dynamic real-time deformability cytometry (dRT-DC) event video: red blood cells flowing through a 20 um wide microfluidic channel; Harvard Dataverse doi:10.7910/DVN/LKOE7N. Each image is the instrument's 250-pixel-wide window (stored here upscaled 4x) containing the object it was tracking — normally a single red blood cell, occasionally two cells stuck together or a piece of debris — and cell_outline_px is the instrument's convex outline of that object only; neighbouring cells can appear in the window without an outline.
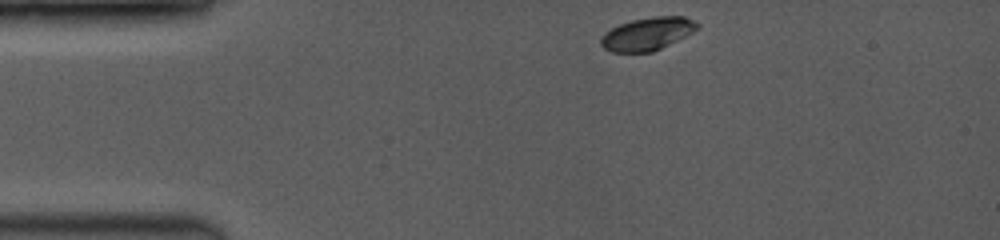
{"species": "common noctule bat (a hibernating species)", "species_latin": "Nyctalus noctula", "temperature_condition": "room temperature", "stored_images_in_passage": 14, "camera_frame_rate_fps": 3500, "um_per_image_px": 0.085, "animal": {"sex": "female", "body_mass_g": 19.0, "forearm_length_mm": 53.3}, "frame": {"image": 1, "passage_image": 1, "time_ms": 0.0, "image_size_px": [1000, 240], "cell_outline_px": [[700, 28], [652, 52], [612, 52], [604, 48], [600, 44], [600, 40], [612, 28], [620, 24], [632, 20], [656, 16], [684, 16], [700, 24]], "centroid_in_image_um": [55.05, 2.87], "position_along_channel_um": 30.0, "area_um2": 18.09}}
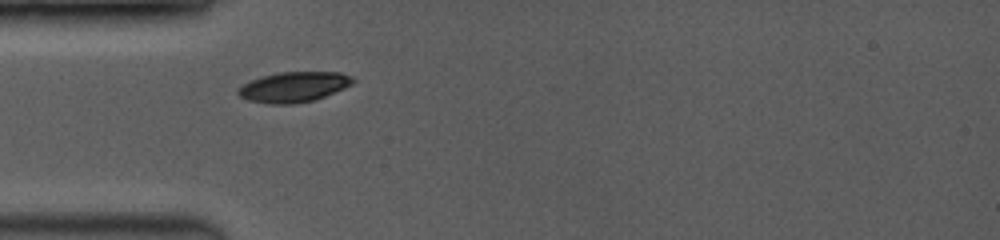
{"frame": {"image": 2, "passage_image": 13, "time_ms": 2.0, "image_size_px": [1000, 240], "cell_outline_px": [[356, 80], [352, 84], [344, 88], [316, 100], [292, 104], [268, 104], [248, 100], [240, 96], [236, 92], [236, 88], [252, 80], [264, 76], [280, 72], [340, 72], [352, 76]], "centroid_in_image_um": [24.98, 7.4], "position_along_channel_um": 60.0, "area_um2": 20.29}}